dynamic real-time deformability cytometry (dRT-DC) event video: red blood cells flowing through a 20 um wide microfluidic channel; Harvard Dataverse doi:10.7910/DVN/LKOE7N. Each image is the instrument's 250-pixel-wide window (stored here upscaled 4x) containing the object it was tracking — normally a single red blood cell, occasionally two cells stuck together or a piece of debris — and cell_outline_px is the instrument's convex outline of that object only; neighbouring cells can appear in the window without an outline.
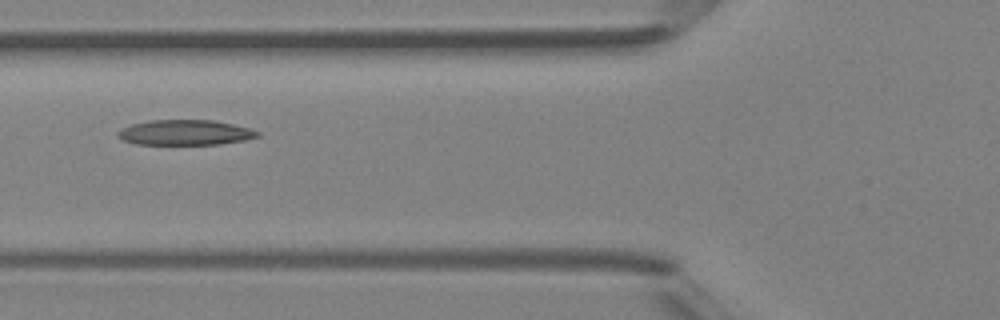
{"species": "Egyptian fruit bat (a non-hibernating species)", "species_latin": "Rousettus aegyptiacus", "temperature_condition": "room temperature", "stored_images_in_passage": 2, "camera_frame_rate_fps": 3000, "um_per_image_px": 0.085, "animal": {"sex": "female"}, "frame": {"image": 1, "passage_image": 2, "time_ms": 1.0, "image_size_px": [1000, 320], "cell_outline_px": [[260, 136], [244, 140], [220, 144], [136, 144], [124, 140], [116, 136], [116, 132], [120, 128], [132, 124], [148, 120], [212, 120], [252, 128], [260, 132]], "centroid_in_image_um": [15.73, 11.26], "position_along_channel_um": 110.1, "area_um2": 20.63}}